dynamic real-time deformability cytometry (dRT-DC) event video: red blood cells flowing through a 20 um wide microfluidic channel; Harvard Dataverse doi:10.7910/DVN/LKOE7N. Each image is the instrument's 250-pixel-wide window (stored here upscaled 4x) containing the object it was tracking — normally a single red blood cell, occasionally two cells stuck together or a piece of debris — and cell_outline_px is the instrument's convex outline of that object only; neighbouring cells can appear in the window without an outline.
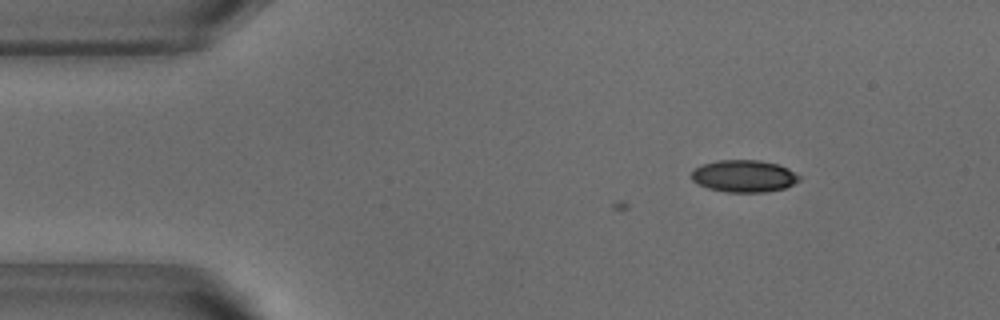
{"species": "common noctule bat (a hibernating species)", "species_latin": "Nyctalus noctula", "temperature_condition": "warm", "stored_images_in_passage": 4, "camera_frame_rate_fps": 3000, "um_per_image_px": 0.085, "animal": {"sex": "male", "body_mass_g": 18.8}, "frame": {"image": 1, "passage_image": 1, "time_ms": 0.0, "image_size_px": [1000, 320], "cell_outline_px": [[800, 180], [784, 188], [764, 192], [724, 192], [708, 188], [692, 180], [692, 172], [696, 168], [704, 164], [720, 160], [760, 160], [776, 164], [788, 168], [800, 176]], "centroid_in_image_um": [63.25, 14.97], "position_along_channel_um": 21.7, "area_um2": 19.94}}